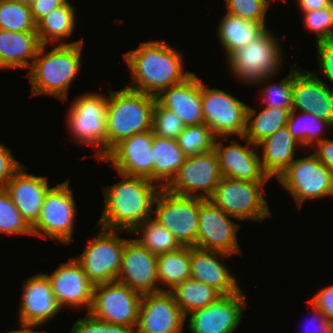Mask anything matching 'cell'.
<instances>
[{"label":"cell","mask_w":333,"mask_h":333,"mask_svg":"<svg viewBox=\"0 0 333 333\" xmlns=\"http://www.w3.org/2000/svg\"><path fill=\"white\" fill-rule=\"evenodd\" d=\"M123 180L113 186H105L104 210L98 225L110 230L131 232L152 217L154 201L161 187L153 181L119 173Z\"/></svg>","instance_id":"1"},{"label":"cell","mask_w":333,"mask_h":333,"mask_svg":"<svg viewBox=\"0 0 333 333\" xmlns=\"http://www.w3.org/2000/svg\"><path fill=\"white\" fill-rule=\"evenodd\" d=\"M123 57L137 83L125 87L155 97L192 74L183 69L182 52H177L165 41L141 42L138 49L125 53Z\"/></svg>","instance_id":"2"},{"label":"cell","mask_w":333,"mask_h":333,"mask_svg":"<svg viewBox=\"0 0 333 333\" xmlns=\"http://www.w3.org/2000/svg\"><path fill=\"white\" fill-rule=\"evenodd\" d=\"M41 45L26 75L32 85V96L50 94L62 102L68 97V88L79 72L83 42L59 44L49 52Z\"/></svg>","instance_id":"3"},{"label":"cell","mask_w":333,"mask_h":333,"mask_svg":"<svg viewBox=\"0 0 333 333\" xmlns=\"http://www.w3.org/2000/svg\"><path fill=\"white\" fill-rule=\"evenodd\" d=\"M106 155L121 140L152 130L156 97L124 87L108 90Z\"/></svg>","instance_id":"4"},{"label":"cell","mask_w":333,"mask_h":333,"mask_svg":"<svg viewBox=\"0 0 333 333\" xmlns=\"http://www.w3.org/2000/svg\"><path fill=\"white\" fill-rule=\"evenodd\" d=\"M277 39L267 28L255 40L231 52L227 62L234 76L246 84L268 82L267 79L279 71L281 59H284Z\"/></svg>","instance_id":"5"},{"label":"cell","mask_w":333,"mask_h":333,"mask_svg":"<svg viewBox=\"0 0 333 333\" xmlns=\"http://www.w3.org/2000/svg\"><path fill=\"white\" fill-rule=\"evenodd\" d=\"M266 182L221 177L209 199L238 220L251 219L262 223L265 218L272 217L263 193Z\"/></svg>","instance_id":"6"},{"label":"cell","mask_w":333,"mask_h":333,"mask_svg":"<svg viewBox=\"0 0 333 333\" xmlns=\"http://www.w3.org/2000/svg\"><path fill=\"white\" fill-rule=\"evenodd\" d=\"M107 104L105 95L87 93L74 100L67 115L70 134L79 140L78 144L99 148L96 152L99 161L106 156Z\"/></svg>","instance_id":"7"},{"label":"cell","mask_w":333,"mask_h":333,"mask_svg":"<svg viewBox=\"0 0 333 333\" xmlns=\"http://www.w3.org/2000/svg\"><path fill=\"white\" fill-rule=\"evenodd\" d=\"M154 219L169 230L181 246L196 247L199 198L182 196L161 188L155 198Z\"/></svg>","instance_id":"8"},{"label":"cell","mask_w":333,"mask_h":333,"mask_svg":"<svg viewBox=\"0 0 333 333\" xmlns=\"http://www.w3.org/2000/svg\"><path fill=\"white\" fill-rule=\"evenodd\" d=\"M69 179L47 192L39 219L32 226V234L41 238L58 239L69 245L76 216V204L69 187Z\"/></svg>","instance_id":"9"},{"label":"cell","mask_w":333,"mask_h":333,"mask_svg":"<svg viewBox=\"0 0 333 333\" xmlns=\"http://www.w3.org/2000/svg\"><path fill=\"white\" fill-rule=\"evenodd\" d=\"M277 179L295 198L299 208L306 199L333 195V173L314 153L293 160Z\"/></svg>","instance_id":"10"},{"label":"cell","mask_w":333,"mask_h":333,"mask_svg":"<svg viewBox=\"0 0 333 333\" xmlns=\"http://www.w3.org/2000/svg\"><path fill=\"white\" fill-rule=\"evenodd\" d=\"M141 300L142 294L118 281L98 284L87 312L110 324L136 328Z\"/></svg>","instance_id":"11"},{"label":"cell","mask_w":333,"mask_h":333,"mask_svg":"<svg viewBox=\"0 0 333 333\" xmlns=\"http://www.w3.org/2000/svg\"><path fill=\"white\" fill-rule=\"evenodd\" d=\"M115 230L101 228L88 247L76 257L83 271L95 286L116 281L122 265L126 238H119Z\"/></svg>","instance_id":"12"},{"label":"cell","mask_w":333,"mask_h":333,"mask_svg":"<svg viewBox=\"0 0 333 333\" xmlns=\"http://www.w3.org/2000/svg\"><path fill=\"white\" fill-rule=\"evenodd\" d=\"M204 123L217 137L244 136L248 105L223 90L209 89L201 80Z\"/></svg>","instance_id":"13"},{"label":"cell","mask_w":333,"mask_h":333,"mask_svg":"<svg viewBox=\"0 0 333 333\" xmlns=\"http://www.w3.org/2000/svg\"><path fill=\"white\" fill-rule=\"evenodd\" d=\"M222 177L214 149L187 156L177 174L165 187L174 194L209 199ZM203 191L197 196L195 192ZM195 195H194V194Z\"/></svg>","instance_id":"14"},{"label":"cell","mask_w":333,"mask_h":333,"mask_svg":"<svg viewBox=\"0 0 333 333\" xmlns=\"http://www.w3.org/2000/svg\"><path fill=\"white\" fill-rule=\"evenodd\" d=\"M210 199L199 198L198 237L196 247L223 252L229 255L240 254L236 233L240 227Z\"/></svg>","instance_id":"15"},{"label":"cell","mask_w":333,"mask_h":333,"mask_svg":"<svg viewBox=\"0 0 333 333\" xmlns=\"http://www.w3.org/2000/svg\"><path fill=\"white\" fill-rule=\"evenodd\" d=\"M186 320L168 290L143 294L135 333H182Z\"/></svg>","instance_id":"16"},{"label":"cell","mask_w":333,"mask_h":333,"mask_svg":"<svg viewBox=\"0 0 333 333\" xmlns=\"http://www.w3.org/2000/svg\"><path fill=\"white\" fill-rule=\"evenodd\" d=\"M242 291L225 294L209 304L190 313L189 329L191 333H233L243 317L246 306Z\"/></svg>","instance_id":"17"},{"label":"cell","mask_w":333,"mask_h":333,"mask_svg":"<svg viewBox=\"0 0 333 333\" xmlns=\"http://www.w3.org/2000/svg\"><path fill=\"white\" fill-rule=\"evenodd\" d=\"M116 281L140 294L164 291L158 281L157 255L152 254L135 239H127L122 255V265Z\"/></svg>","instance_id":"18"},{"label":"cell","mask_w":333,"mask_h":333,"mask_svg":"<svg viewBox=\"0 0 333 333\" xmlns=\"http://www.w3.org/2000/svg\"><path fill=\"white\" fill-rule=\"evenodd\" d=\"M152 130L134 134L116 144L103 158L122 174L153 181Z\"/></svg>","instance_id":"19"},{"label":"cell","mask_w":333,"mask_h":333,"mask_svg":"<svg viewBox=\"0 0 333 333\" xmlns=\"http://www.w3.org/2000/svg\"><path fill=\"white\" fill-rule=\"evenodd\" d=\"M301 69L293 67L292 110L313 114L333 127L332 87L320 80L316 72Z\"/></svg>","instance_id":"20"},{"label":"cell","mask_w":333,"mask_h":333,"mask_svg":"<svg viewBox=\"0 0 333 333\" xmlns=\"http://www.w3.org/2000/svg\"><path fill=\"white\" fill-rule=\"evenodd\" d=\"M218 139H215L213 149L222 177L244 181H268L270 179L262 169L260 156L248 148V146H252L258 149L257 145L252 144L244 136L241 139L247 140L245 147L235 140L230 141V145L225 147L221 143L222 140L217 142Z\"/></svg>","instance_id":"21"},{"label":"cell","mask_w":333,"mask_h":333,"mask_svg":"<svg viewBox=\"0 0 333 333\" xmlns=\"http://www.w3.org/2000/svg\"><path fill=\"white\" fill-rule=\"evenodd\" d=\"M61 264L52 274H46L60 307H85L92 305L93 287L81 264L75 259Z\"/></svg>","instance_id":"22"},{"label":"cell","mask_w":333,"mask_h":333,"mask_svg":"<svg viewBox=\"0 0 333 333\" xmlns=\"http://www.w3.org/2000/svg\"><path fill=\"white\" fill-rule=\"evenodd\" d=\"M19 309L21 325L40 326L55 317L61 307L53 294L46 274L25 279Z\"/></svg>","instance_id":"23"},{"label":"cell","mask_w":333,"mask_h":333,"mask_svg":"<svg viewBox=\"0 0 333 333\" xmlns=\"http://www.w3.org/2000/svg\"><path fill=\"white\" fill-rule=\"evenodd\" d=\"M22 165L8 180L4 189L22 214V217L32 227L39 219L45 196L49 189L47 177L28 174Z\"/></svg>","instance_id":"24"},{"label":"cell","mask_w":333,"mask_h":333,"mask_svg":"<svg viewBox=\"0 0 333 333\" xmlns=\"http://www.w3.org/2000/svg\"><path fill=\"white\" fill-rule=\"evenodd\" d=\"M156 102L175 113L185 126L204 123L201 80L193 72L183 82L161 91Z\"/></svg>","instance_id":"25"},{"label":"cell","mask_w":333,"mask_h":333,"mask_svg":"<svg viewBox=\"0 0 333 333\" xmlns=\"http://www.w3.org/2000/svg\"><path fill=\"white\" fill-rule=\"evenodd\" d=\"M219 256L224 259L230 255L190 247V278L217 289L222 295L240 292L241 289L236 279L230 274L227 266L219 262L220 260L217 258Z\"/></svg>","instance_id":"26"},{"label":"cell","mask_w":333,"mask_h":333,"mask_svg":"<svg viewBox=\"0 0 333 333\" xmlns=\"http://www.w3.org/2000/svg\"><path fill=\"white\" fill-rule=\"evenodd\" d=\"M41 43L36 31L16 32L0 29V65L5 68H28Z\"/></svg>","instance_id":"27"},{"label":"cell","mask_w":333,"mask_h":333,"mask_svg":"<svg viewBox=\"0 0 333 333\" xmlns=\"http://www.w3.org/2000/svg\"><path fill=\"white\" fill-rule=\"evenodd\" d=\"M301 145L290 133L287 126L279 128L257 146L263 148L261 165L263 171L271 178L278 176L291 164L295 148Z\"/></svg>","instance_id":"28"},{"label":"cell","mask_w":333,"mask_h":333,"mask_svg":"<svg viewBox=\"0 0 333 333\" xmlns=\"http://www.w3.org/2000/svg\"><path fill=\"white\" fill-rule=\"evenodd\" d=\"M153 182L165 188L177 174L187 155L177 140L154 136L152 142Z\"/></svg>","instance_id":"29"},{"label":"cell","mask_w":333,"mask_h":333,"mask_svg":"<svg viewBox=\"0 0 333 333\" xmlns=\"http://www.w3.org/2000/svg\"><path fill=\"white\" fill-rule=\"evenodd\" d=\"M268 27L226 13L218 27V38L225 49L226 57L238 48L259 37Z\"/></svg>","instance_id":"30"},{"label":"cell","mask_w":333,"mask_h":333,"mask_svg":"<svg viewBox=\"0 0 333 333\" xmlns=\"http://www.w3.org/2000/svg\"><path fill=\"white\" fill-rule=\"evenodd\" d=\"M75 6L67 1L64 5L52 10L47 16L42 18L36 24L41 45H47L48 42H60V44H78L83 42L78 40L71 43L62 42V39L70 37L75 26Z\"/></svg>","instance_id":"31"},{"label":"cell","mask_w":333,"mask_h":333,"mask_svg":"<svg viewBox=\"0 0 333 333\" xmlns=\"http://www.w3.org/2000/svg\"><path fill=\"white\" fill-rule=\"evenodd\" d=\"M292 109L265 107L256 115V110L247 109L246 131L244 137L252 144L258 145L264 139L275 133L279 128L287 125L289 113Z\"/></svg>","instance_id":"32"},{"label":"cell","mask_w":333,"mask_h":333,"mask_svg":"<svg viewBox=\"0 0 333 333\" xmlns=\"http://www.w3.org/2000/svg\"><path fill=\"white\" fill-rule=\"evenodd\" d=\"M169 292L186 318L188 313L207 307L222 296L217 289L192 278L175 285Z\"/></svg>","instance_id":"33"},{"label":"cell","mask_w":333,"mask_h":333,"mask_svg":"<svg viewBox=\"0 0 333 333\" xmlns=\"http://www.w3.org/2000/svg\"><path fill=\"white\" fill-rule=\"evenodd\" d=\"M190 268L188 246L157 256L158 281L170 289L190 278Z\"/></svg>","instance_id":"34"},{"label":"cell","mask_w":333,"mask_h":333,"mask_svg":"<svg viewBox=\"0 0 333 333\" xmlns=\"http://www.w3.org/2000/svg\"><path fill=\"white\" fill-rule=\"evenodd\" d=\"M152 218H148L131 232L133 236L141 232L142 238H136L135 240L157 256L179 249L181 244L174 235Z\"/></svg>","instance_id":"35"},{"label":"cell","mask_w":333,"mask_h":333,"mask_svg":"<svg viewBox=\"0 0 333 333\" xmlns=\"http://www.w3.org/2000/svg\"><path fill=\"white\" fill-rule=\"evenodd\" d=\"M295 110H291L287 120V127L292 136L306 149V146L314 148L315 145L322 141V129L328 125L333 129L332 125L317 116L299 111V116Z\"/></svg>","instance_id":"36"},{"label":"cell","mask_w":333,"mask_h":333,"mask_svg":"<svg viewBox=\"0 0 333 333\" xmlns=\"http://www.w3.org/2000/svg\"><path fill=\"white\" fill-rule=\"evenodd\" d=\"M0 29L36 31L29 3L22 0H0Z\"/></svg>","instance_id":"37"},{"label":"cell","mask_w":333,"mask_h":333,"mask_svg":"<svg viewBox=\"0 0 333 333\" xmlns=\"http://www.w3.org/2000/svg\"><path fill=\"white\" fill-rule=\"evenodd\" d=\"M215 139L210 128L203 123L185 126L176 140L182 151L191 156L212 150Z\"/></svg>","instance_id":"38"},{"label":"cell","mask_w":333,"mask_h":333,"mask_svg":"<svg viewBox=\"0 0 333 333\" xmlns=\"http://www.w3.org/2000/svg\"><path fill=\"white\" fill-rule=\"evenodd\" d=\"M0 233L33 235L32 227L22 217L4 188H0Z\"/></svg>","instance_id":"39"},{"label":"cell","mask_w":333,"mask_h":333,"mask_svg":"<svg viewBox=\"0 0 333 333\" xmlns=\"http://www.w3.org/2000/svg\"><path fill=\"white\" fill-rule=\"evenodd\" d=\"M184 127L175 113L155 103L152 115V131L155 136L176 140Z\"/></svg>","instance_id":"40"},{"label":"cell","mask_w":333,"mask_h":333,"mask_svg":"<svg viewBox=\"0 0 333 333\" xmlns=\"http://www.w3.org/2000/svg\"><path fill=\"white\" fill-rule=\"evenodd\" d=\"M259 92L264 95L263 103H266V107L292 109L293 69H290L287 77L279 83L268 85Z\"/></svg>","instance_id":"41"},{"label":"cell","mask_w":333,"mask_h":333,"mask_svg":"<svg viewBox=\"0 0 333 333\" xmlns=\"http://www.w3.org/2000/svg\"><path fill=\"white\" fill-rule=\"evenodd\" d=\"M270 0H225L227 13L264 25Z\"/></svg>","instance_id":"42"},{"label":"cell","mask_w":333,"mask_h":333,"mask_svg":"<svg viewBox=\"0 0 333 333\" xmlns=\"http://www.w3.org/2000/svg\"><path fill=\"white\" fill-rule=\"evenodd\" d=\"M303 13V23L315 32L317 42L333 39V5Z\"/></svg>","instance_id":"43"},{"label":"cell","mask_w":333,"mask_h":333,"mask_svg":"<svg viewBox=\"0 0 333 333\" xmlns=\"http://www.w3.org/2000/svg\"><path fill=\"white\" fill-rule=\"evenodd\" d=\"M86 316V318H79L75 322L71 333H135L133 327L107 323L89 312H86Z\"/></svg>","instance_id":"44"},{"label":"cell","mask_w":333,"mask_h":333,"mask_svg":"<svg viewBox=\"0 0 333 333\" xmlns=\"http://www.w3.org/2000/svg\"><path fill=\"white\" fill-rule=\"evenodd\" d=\"M321 73L333 84V39L317 42Z\"/></svg>","instance_id":"45"},{"label":"cell","mask_w":333,"mask_h":333,"mask_svg":"<svg viewBox=\"0 0 333 333\" xmlns=\"http://www.w3.org/2000/svg\"><path fill=\"white\" fill-rule=\"evenodd\" d=\"M22 166L11 155L9 148L0 144V188H4L12 175Z\"/></svg>","instance_id":"46"},{"label":"cell","mask_w":333,"mask_h":333,"mask_svg":"<svg viewBox=\"0 0 333 333\" xmlns=\"http://www.w3.org/2000/svg\"><path fill=\"white\" fill-rule=\"evenodd\" d=\"M310 301L333 322V285L321 289Z\"/></svg>","instance_id":"47"},{"label":"cell","mask_w":333,"mask_h":333,"mask_svg":"<svg viewBox=\"0 0 333 333\" xmlns=\"http://www.w3.org/2000/svg\"><path fill=\"white\" fill-rule=\"evenodd\" d=\"M68 0H32L29 5L34 22L37 24L52 10L64 5Z\"/></svg>","instance_id":"48"},{"label":"cell","mask_w":333,"mask_h":333,"mask_svg":"<svg viewBox=\"0 0 333 333\" xmlns=\"http://www.w3.org/2000/svg\"><path fill=\"white\" fill-rule=\"evenodd\" d=\"M315 146L318 149L314 151V154L317 156L318 160L327 166L333 173V141L323 139Z\"/></svg>","instance_id":"49"},{"label":"cell","mask_w":333,"mask_h":333,"mask_svg":"<svg viewBox=\"0 0 333 333\" xmlns=\"http://www.w3.org/2000/svg\"><path fill=\"white\" fill-rule=\"evenodd\" d=\"M309 302L311 303L315 311L314 315H319L317 317H312L309 321V324L312 322L315 325L316 323L315 327L317 326L318 329L316 328L317 331L315 333H332L333 322L328 320L326 318V315L322 311H320L311 301ZM313 321H315V323ZM306 330L308 332V328Z\"/></svg>","instance_id":"50"},{"label":"cell","mask_w":333,"mask_h":333,"mask_svg":"<svg viewBox=\"0 0 333 333\" xmlns=\"http://www.w3.org/2000/svg\"><path fill=\"white\" fill-rule=\"evenodd\" d=\"M302 12L322 9L333 5V0H297Z\"/></svg>","instance_id":"51"},{"label":"cell","mask_w":333,"mask_h":333,"mask_svg":"<svg viewBox=\"0 0 333 333\" xmlns=\"http://www.w3.org/2000/svg\"><path fill=\"white\" fill-rule=\"evenodd\" d=\"M37 326L34 325H21L20 330H12L7 333H45L44 331H34L33 329L36 328ZM32 329V330H31Z\"/></svg>","instance_id":"52"},{"label":"cell","mask_w":333,"mask_h":333,"mask_svg":"<svg viewBox=\"0 0 333 333\" xmlns=\"http://www.w3.org/2000/svg\"><path fill=\"white\" fill-rule=\"evenodd\" d=\"M22 1L30 3L32 0H22Z\"/></svg>","instance_id":"53"}]
</instances>
